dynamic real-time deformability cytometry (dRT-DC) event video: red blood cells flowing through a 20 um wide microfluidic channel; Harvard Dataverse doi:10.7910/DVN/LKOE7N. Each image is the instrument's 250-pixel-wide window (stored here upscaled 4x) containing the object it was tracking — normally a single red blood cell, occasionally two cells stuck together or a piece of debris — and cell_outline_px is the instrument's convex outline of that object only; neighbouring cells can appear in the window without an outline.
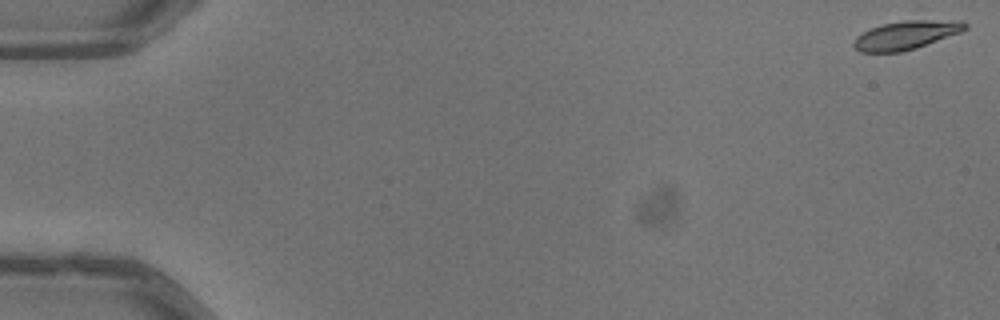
{"species": "common noctule bat (a hibernating species)", "species_latin": "Nyctalus noctula", "temperature_condition": "warm", "stored_images_in_passage": 25, "camera_frame_rate_fps": 3000, "um_per_image_px": 0.085, "animal": {"sex": "male", "body_mass_g": 13.3}, "frame": {"image": 1, "passage_image": 1, "time_ms": 0.0, "image_size_px": [1000, 320], "cell_outline_px": [[968, 28], [960, 32], [916, 48], [900, 52], [860, 52], [852, 44], [856, 36], [880, 24], [904, 20], [964, 20], [968, 24]], "centroid_in_image_um": [77.04, 2.97], "position_along_channel_um": 8.0, "area_um2": 18.55}}
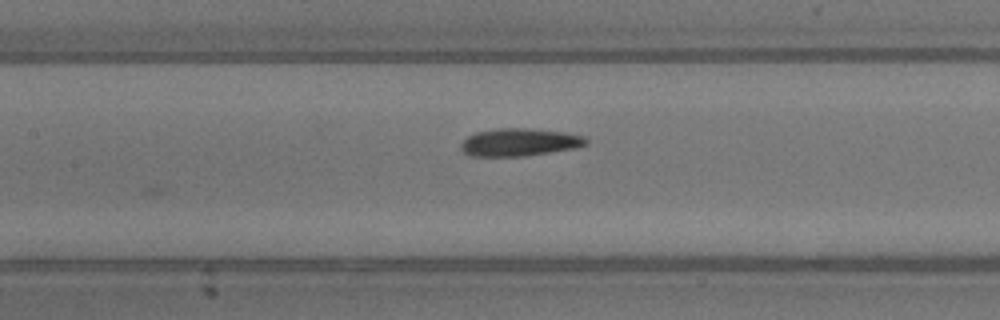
{"frame": {"image": 2, "passage_image": 25, "time_ms": 8.0, "image_size_px": [1000, 320], "cell_outline_px": [[588, 144], [576, 148], [524, 156], [468, 156], [460, 148], [460, 144], [468, 136], [476, 132], [496, 128], [524, 128], [564, 132], [584, 136], [588, 140]], "centroid_in_image_um": [44.14, 12.09], "position_along_channel_um": 163.3, "area_um2": 20.23}}